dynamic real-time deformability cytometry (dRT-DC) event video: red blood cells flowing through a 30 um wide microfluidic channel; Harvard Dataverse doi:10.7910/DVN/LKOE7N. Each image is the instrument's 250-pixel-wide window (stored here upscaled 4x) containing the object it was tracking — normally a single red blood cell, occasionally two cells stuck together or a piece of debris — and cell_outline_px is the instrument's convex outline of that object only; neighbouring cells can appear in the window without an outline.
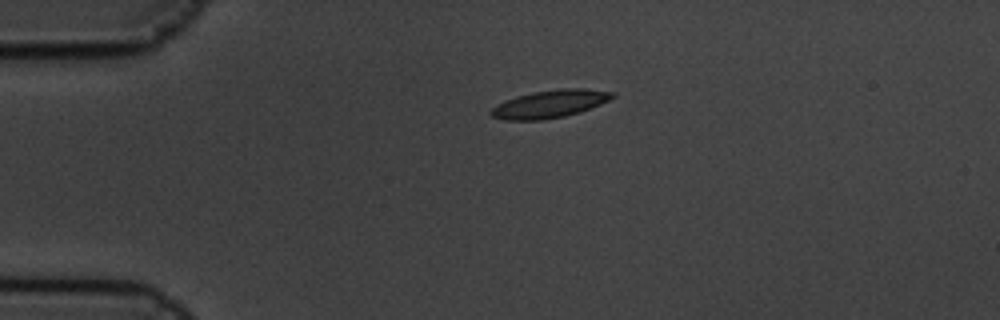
{"species": "common noctule bat (a hibernating species)", "species_latin": "Nyctalus noctula", "temperature_condition": "cold", "stored_images_in_passage": 2, "camera_frame_rate_fps": 3000, "um_per_image_px": 0.085, "animal": {"sex": "male", "body_mass_g": 19.5, "forearm_length_mm": 54.6}, "frame": {"image": 1, "passage_image": 1, "time_ms": 0.0, "image_size_px": [1000, 320], "cell_outline_px": [[616, 96], [600, 104], [580, 112], [564, 116], [544, 120], [504, 120], [492, 116], [488, 112], [496, 104], [516, 96], [532, 92], [560, 88], [584, 88], [616, 92]], "centroid_in_image_um": [46.74, 8.83], "position_along_channel_um": 38.3, "area_um2": 19.77}}